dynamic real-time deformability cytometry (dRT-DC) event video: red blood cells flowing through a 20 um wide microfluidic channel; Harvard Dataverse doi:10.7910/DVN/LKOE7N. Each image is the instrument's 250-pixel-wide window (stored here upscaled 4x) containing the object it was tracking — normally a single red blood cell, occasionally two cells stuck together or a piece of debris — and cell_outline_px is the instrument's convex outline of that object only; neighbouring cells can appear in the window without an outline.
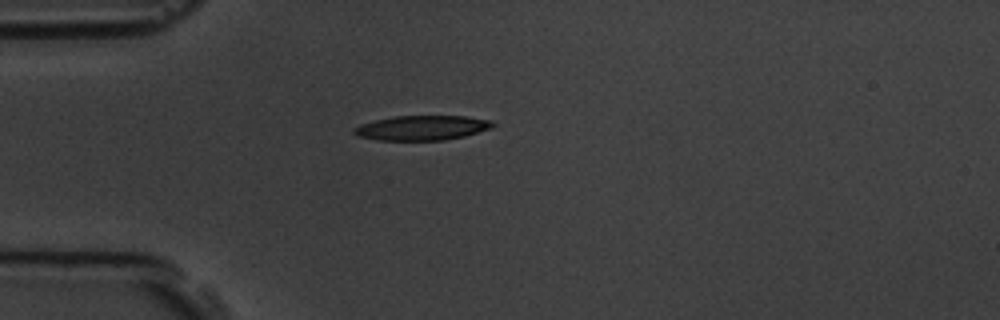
{"species": "common noctule bat (a hibernating species)", "species_latin": "Nyctalus noctula", "temperature_condition": "room temperature", "stored_images_in_passage": 6, "camera_frame_rate_fps": 3000, "um_per_image_px": 0.085, "animal": {"sex": "male", "body_mass_g": 19.5, "forearm_length_mm": 54.6}, "frame": {"image": 1, "passage_image": 6, "time_ms": 5.667, "image_size_px": [1000, 320], "cell_outline_px": [[496, 124], [492, 128], [464, 136], [444, 140], [376, 140], [356, 136], [352, 132], [352, 128], [360, 124], [392, 116], [464, 116], [492, 120]], "centroid_in_image_um": [35.84, 10.86], "position_along_channel_um": 49.2, "area_um2": 20.11}}